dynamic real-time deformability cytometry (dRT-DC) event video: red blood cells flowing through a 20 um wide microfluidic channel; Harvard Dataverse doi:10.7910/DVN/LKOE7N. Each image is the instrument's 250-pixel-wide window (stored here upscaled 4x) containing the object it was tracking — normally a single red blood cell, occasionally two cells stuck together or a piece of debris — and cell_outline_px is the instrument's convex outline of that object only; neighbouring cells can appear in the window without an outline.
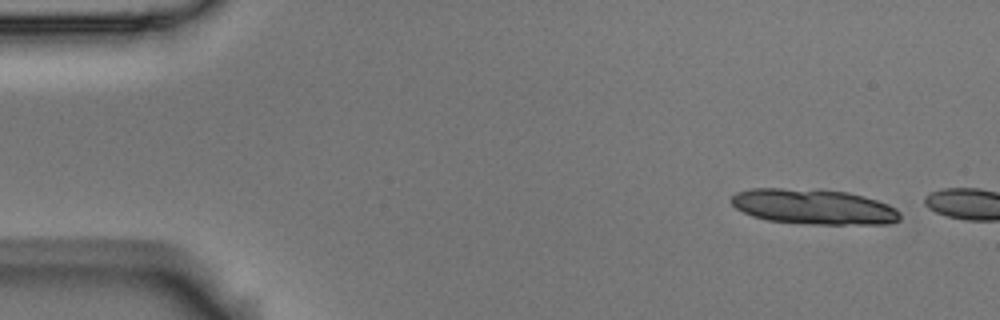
{"species": "Egyptian fruit bat (a non-hibernating species)", "species_latin": "Rousettus aegyptiacus", "temperature_condition": "room temperature", "stored_images_in_passage": 2, "camera_frame_rate_fps": 3000, "um_per_image_px": 0.085, "animal": {"sex": "male"}, "frame": {"image": 1, "passage_image": 1, "time_ms": 0.0, "image_size_px": [1000, 320], "cell_outline_px": [[900, 220], [888, 224], [808, 224], [768, 220], [752, 216], [736, 208], [728, 200], [736, 192], [752, 188], [780, 188], [848, 192], [864, 196], [888, 204], [896, 208], [900, 212]], "centroid_in_image_um": [69.15, 17.58], "position_along_channel_um": 15.8, "area_um2": 34.62}}